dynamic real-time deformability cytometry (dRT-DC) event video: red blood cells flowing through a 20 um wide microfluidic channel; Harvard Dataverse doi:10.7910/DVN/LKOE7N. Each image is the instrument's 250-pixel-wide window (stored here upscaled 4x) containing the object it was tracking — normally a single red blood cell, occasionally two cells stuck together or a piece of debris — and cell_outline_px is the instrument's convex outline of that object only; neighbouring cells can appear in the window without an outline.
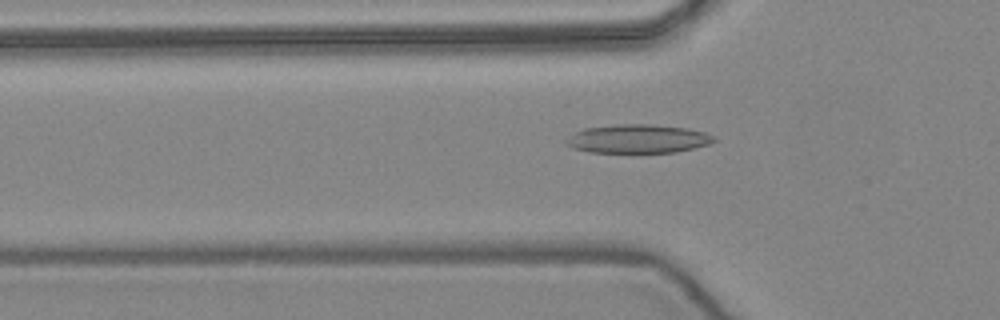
{"species": "common noctule bat (a hibernating species)", "species_latin": "Nyctalus noctula", "temperature_condition": "warm", "stored_images_in_passage": 42, "camera_frame_rate_fps": 3000, "um_per_image_px": 0.085, "animal": {"sex": "female", "body_mass_g": 24.6, "forearm_length_mm": 56.2}, "frame": {"image": 1, "passage_image": 7, "time_ms": 2.0, "image_size_px": [1000, 320], "cell_outline_px": [[716, 140], [708, 144], [676, 152], [588, 152], [572, 148], [564, 144], [564, 140], [576, 132], [584, 128], [620, 124], [652, 124], [684, 128], [704, 132], [712, 136]], "centroid_in_image_um": [54.16, 11.8], "position_along_channel_um": 71.6, "area_um2": 24.45}}
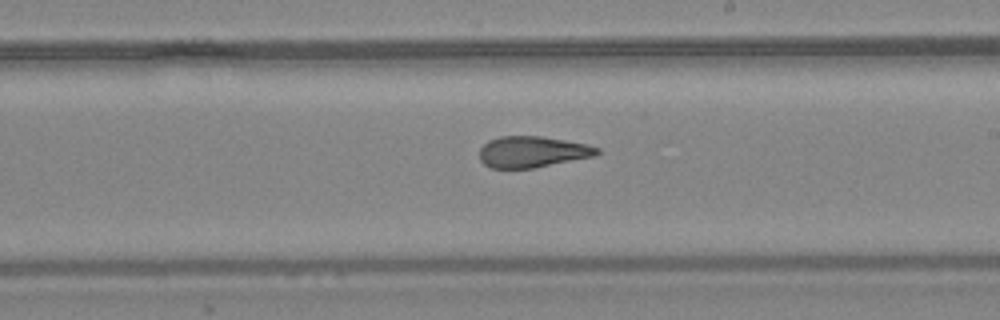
{"frame": {"image": 2, "passage_image": 20, "time_ms": 6.333, "image_size_px": [1000, 320], "cell_outline_px": [[600, 152], [596, 156], [532, 168], [492, 168], [484, 164], [480, 160], [480, 148], [488, 140], [500, 136], [540, 136], [588, 144], [600, 148]], "centroid_in_image_um": [45.26, 12.9], "position_along_channel_um": 243.7, "area_um2": 21.39}}
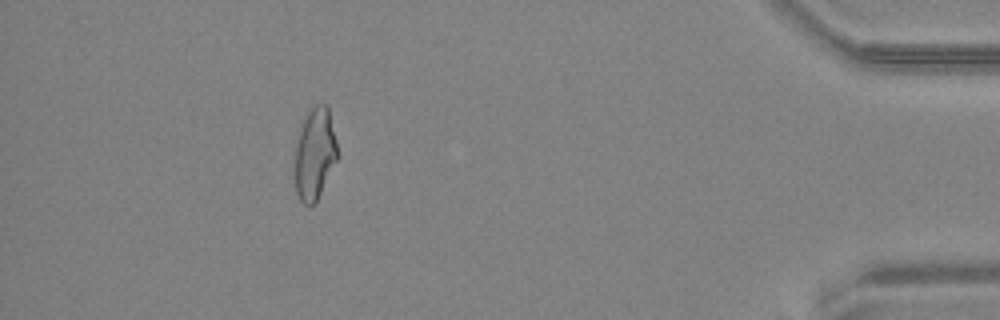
{"frame": {"image": 3, "passage_image": 37, "time_ms": 12.0, "image_size_px": [1000, 320], "cell_outline_px": [[336, 160], [316, 204], [308, 208], [300, 200], [296, 192], [296, 144], [300, 128], [308, 112], [316, 104], [328, 104], [336, 140]], "centroid_in_image_um": [26.76, 13.1], "position_along_channel_um": 408.4, "area_um2": 22.48}}